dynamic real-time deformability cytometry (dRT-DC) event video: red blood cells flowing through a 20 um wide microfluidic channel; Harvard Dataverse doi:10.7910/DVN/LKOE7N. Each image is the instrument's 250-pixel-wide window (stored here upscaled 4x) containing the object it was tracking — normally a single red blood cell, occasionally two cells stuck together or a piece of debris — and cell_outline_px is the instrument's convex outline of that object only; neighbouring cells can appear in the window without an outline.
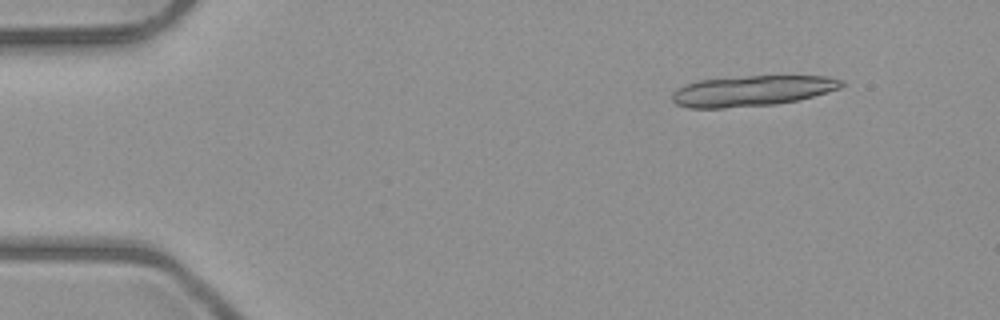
{"species": "common noctule bat (a hibernating species)", "species_latin": "Nyctalus noctula", "temperature_condition": "room temperature", "stored_images_in_passage": 6, "camera_frame_rate_fps": 3000, "um_per_image_px": 0.085, "animal": {"sex": "male", "body_mass_g": 23.1, "forearm_length_mm": 52.7}, "frame": {"image": 1, "passage_image": 2, "time_ms": 1.333, "image_size_px": [1000, 320], "cell_outline_px": [[844, 84], [840, 88], [828, 92], [800, 100], [776, 104], [724, 108], [688, 108], [676, 104], [672, 100], [672, 92], [676, 88], [684, 84], [696, 80], [748, 76], [828, 76], [844, 80]], "centroid_in_image_um": [63.91, 7.72], "position_along_channel_um": 21.1, "area_um2": 30.52}}